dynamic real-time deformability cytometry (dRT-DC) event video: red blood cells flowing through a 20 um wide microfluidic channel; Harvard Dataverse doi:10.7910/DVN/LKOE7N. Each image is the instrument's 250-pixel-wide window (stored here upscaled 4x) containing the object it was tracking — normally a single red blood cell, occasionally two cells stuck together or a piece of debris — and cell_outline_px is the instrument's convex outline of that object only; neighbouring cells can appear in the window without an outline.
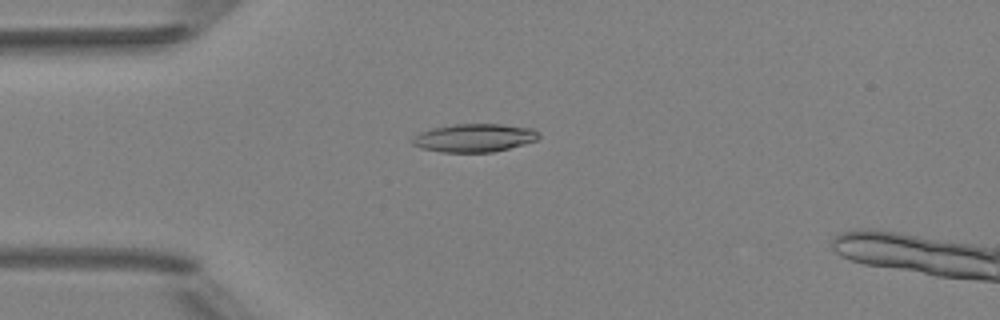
{"species": "Egyptian fruit bat (a non-hibernating species)", "species_latin": "Rousettus aegyptiacus", "temperature_condition": "room temperature", "stored_images_in_passage": 4, "camera_frame_rate_fps": 3000, "um_per_image_px": 0.085, "animal": {"sex": "female"}, "frame": {"image": 1, "passage_image": 3, "time_ms": 2.333, "image_size_px": [1000, 320], "cell_outline_px": [[540, 136], [536, 140], [524, 144], [492, 152], [440, 152], [420, 148], [412, 144], [412, 140], [420, 132], [432, 128], [456, 124], [500, 124], [532, 128]], "centroid_in_image_um": [40.3, 11.72], "position_along_channel_um": 44.7, "area_um2": 20.58}}